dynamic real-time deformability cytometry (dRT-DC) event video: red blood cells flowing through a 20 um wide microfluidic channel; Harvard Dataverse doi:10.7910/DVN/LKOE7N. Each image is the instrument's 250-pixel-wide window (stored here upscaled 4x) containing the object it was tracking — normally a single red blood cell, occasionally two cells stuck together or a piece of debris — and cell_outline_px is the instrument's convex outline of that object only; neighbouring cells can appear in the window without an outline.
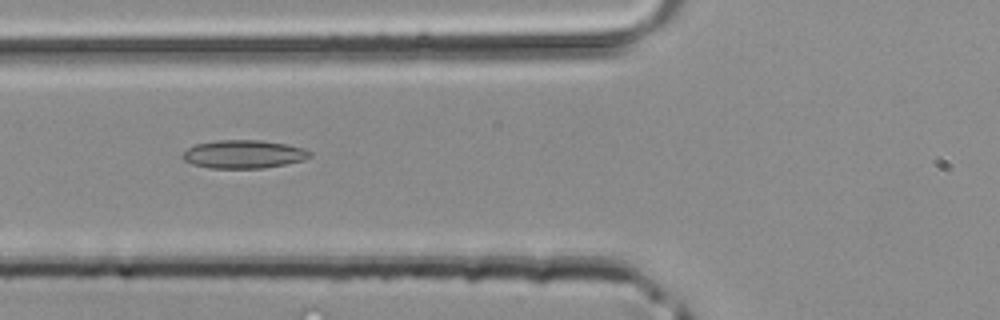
{"species": "common noctule bat (a hibernating species)", "species_latin": "Nyctalus noctula", "temperature_condition": "room temperature", "stored_images_in_passage": 31, "camera_frame_rate_fps": 3000, "um_per_image_px": 0.085, "animal": {"sex": "male", "body_mass_g": 20.4}, "frame": {"image": 1, "passage_image": 5, "time_ms": 1.333, "image_size_px": [1000, 320], "cell_outline_px": [[312, 156], [304, 160], [284, 164], [260, 168], [208, 168], [192, 164], [184, 160], [180, 156], [188, 148], [196, 144], [216, 140], [260, 140], [284, 144], [304, 148], [312, 152]], "centroid_in_image_um": [20.69, 13.1], "position_along_channel_um": 105.1, "area_um2": 20.92}}
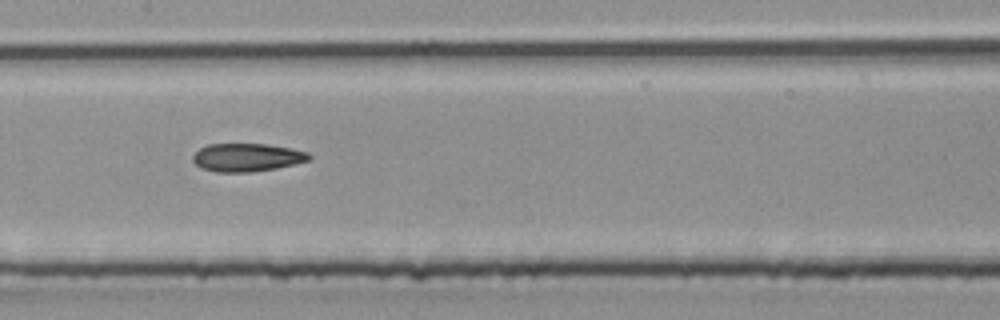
{"frame": {"image": 2, "passage_image": 10, "time_ms": 3.0, "image_size_px": [1000, 320], "cell_outline_px": [[312, 156], [308, 160], [276, 168], [252, 172], [216, 172], [200, 168], [192, 160], [192, 156], [200, 148], [208, 144], [268, 144], [292, 148], [308, 152]], "centroid_in_image_um": [20.97, 13.38], "position_along_channel_um": 186.4, "area_um2": 19.07}}
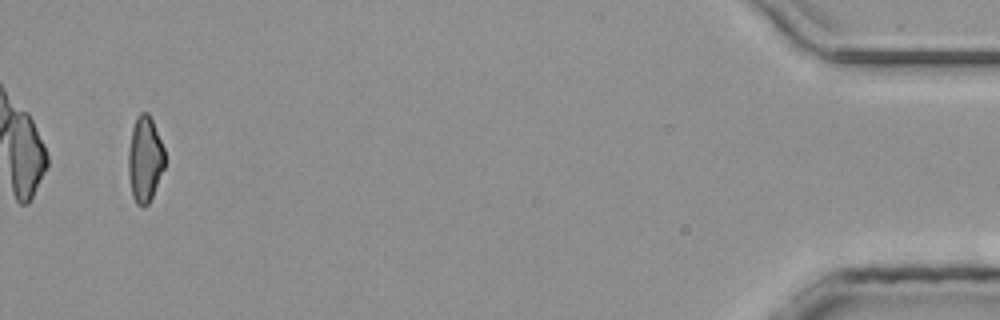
{"frame": {"image": 3, "passage_image": 30, "time_ms": 9.667, "image_size_px": [1000, 320], "cell_outline_px": [[164, 168], [152, 196], [148, 204], [144, 208], [140, 208], [136, 204], [132, 196], [128, 172], [128, 152], [132, 128], [136, 116], [140, 112], [148, 112], [152, 120], [164, 148]], "centroid_in_image_um": [12.3, 13.55], "position_along_channel_um": 422.9, "area_um2": 18.26}}